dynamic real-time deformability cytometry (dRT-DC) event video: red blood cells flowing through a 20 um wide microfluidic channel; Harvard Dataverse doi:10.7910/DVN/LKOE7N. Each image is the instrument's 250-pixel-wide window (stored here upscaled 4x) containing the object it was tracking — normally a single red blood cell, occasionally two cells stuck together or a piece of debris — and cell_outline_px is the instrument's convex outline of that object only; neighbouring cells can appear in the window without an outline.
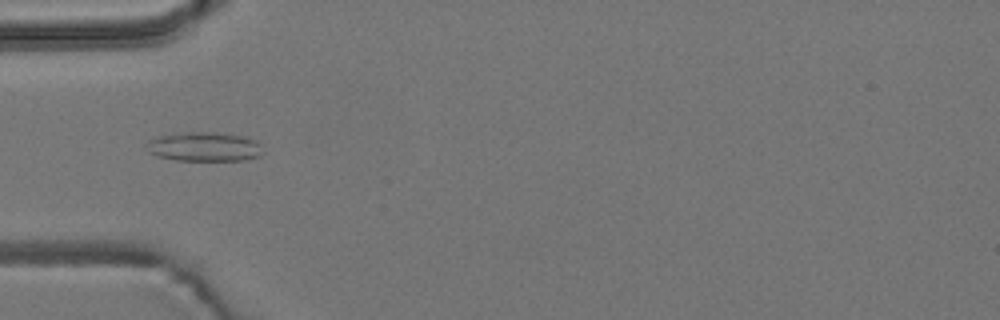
{"species": "common noctule bat (a hibernating species)", "species_latin": "Nyctalus noctula", "temperature_condition": "room temperature", "stored_images_in_passage": 5, "camera_frame_rate_fps": 3000, "um_per_image_px": 0.085, "animal": {"sex": "male", "body_mass_g": 19.2, "forearm_length_mm": 51.8}, "frame": {"image": 1, "passage_image": 5, "time_ms": 1.333, "image_size_px": [1000, 320], "cell_outline_px": [[264, 152], [260, 156], [244, 160], [176, 160], [156, 156], [148, 152], [144, 148], [144, 144], [148, 140], [156, 136], [172, 132], [212, 132], [244, 136], [256, 140], [260, 144]], "centroid_in_image_um": [17.3, 12.46], "position_along_channel_um": 67.7, "area_um2": 20.35}}